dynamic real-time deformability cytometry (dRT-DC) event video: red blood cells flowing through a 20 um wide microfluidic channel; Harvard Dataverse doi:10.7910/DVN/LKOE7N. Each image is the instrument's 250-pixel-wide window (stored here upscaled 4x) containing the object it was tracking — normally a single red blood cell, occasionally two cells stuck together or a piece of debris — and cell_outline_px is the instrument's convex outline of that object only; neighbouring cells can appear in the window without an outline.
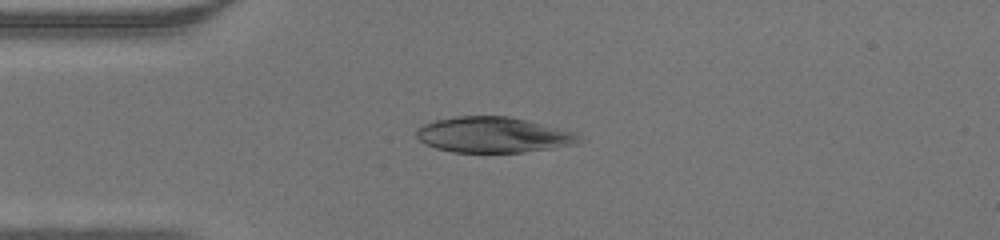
{"species": "human", "species_latin": "Homo sapiens", "temperature_condition": "warm", "stored_images_in_passage": 45, "camera_frame_rate_fps": 3000, "um_per_image_px": 0.085, "donor": {"sex": "male"}, "frame": {"image": 1, "passage_image": 10, "time_ms": 3.0, "image_size_px": [1000, 240], "cell_outline_px": [[588, 140], [576, 144], [552, 148], [524, 152], [452, 152], [436, 148], [424, 144], [416, 136], [416, 128], [424, 124], [436, 120], [456, 116], [508, 116], [580, 132]], "centroid_in_image_um": [42.02, 11.46], "position_along_channel_um": 43.0, "area_um2": 34.28}}
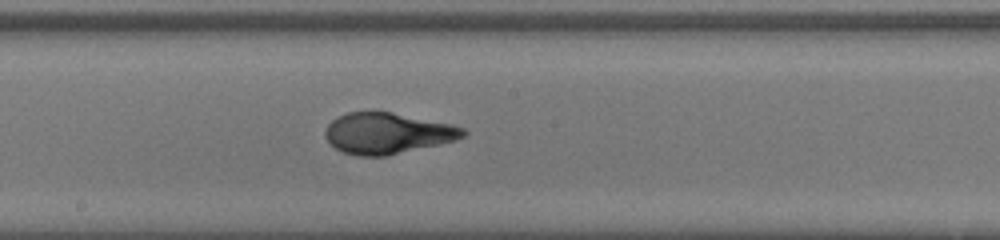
{"frame": {"image": 2, "passage_image": 23, "time_ms": 7.333, "image_size_px": [1000, 240], "cell_outline_px": [[468, 132], [464, 136], [456, 140], [440, 144], [388, 156], [356, 156], [344, 152], [336, 148], [324, 136], [324, 132], [328, 124], [332, 120], [348, 112], [392, 112], [452, 124], [464, 128]], "centroid_in_image_um": [32.95, 11.34], "position_along_channel_um": 215.2, "area_um2": 32.95}}
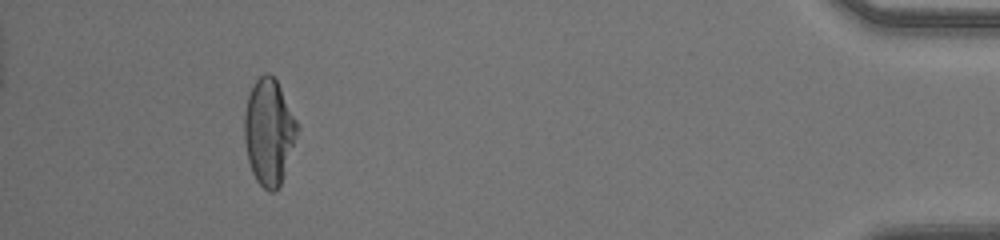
{"frame": {"image": 3, "passage_image": 41, "time_ms": 13.333, "image_size_px": [1000, 240], "cell_outline_px": [[300, 128], [284, 176], [280, 184], [272, 192], [268, 192], [256, 180], [252, 172], [248, 160], [244, 140], [244, 112], [248, 96], [256, 80], [264, 72], [268, 72], [276, 80]], "centroid_in_image_um": [22.86, 11.22], "position_along_channel_um": 412.3, "area_um2": 32.54}}